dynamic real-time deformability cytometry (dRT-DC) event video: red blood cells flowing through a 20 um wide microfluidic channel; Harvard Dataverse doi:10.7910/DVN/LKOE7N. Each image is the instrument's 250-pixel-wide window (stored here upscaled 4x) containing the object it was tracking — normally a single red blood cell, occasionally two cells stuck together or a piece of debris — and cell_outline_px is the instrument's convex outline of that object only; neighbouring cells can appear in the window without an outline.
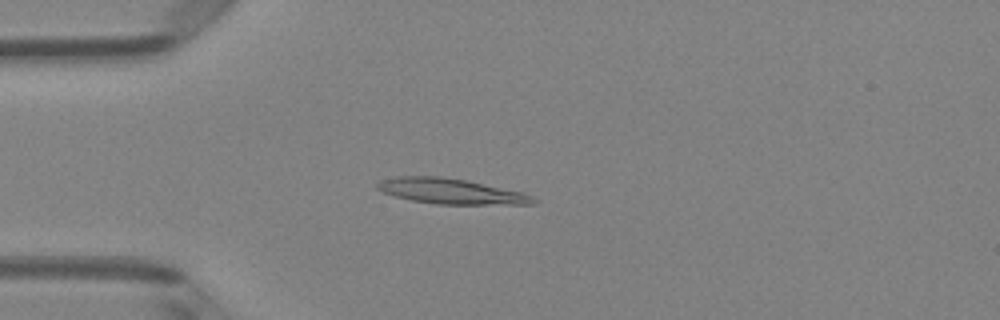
{"species": "Egyptian fruit bat (a non-hibernating species)", "species_latin": "Rousettus aegyptiacus", "temperature_condition": "room temperature", "stored_images_in_passage": 40, "camera_frame_rate_fps": 3000, "um_per_image_px": 0.085, "animal": {"sex": "female"}, "frame": {"image": 1, "passage_image": 3, "time_ms": 0.667, "image_size_px": [1000, 320], "cell_outline_px": [[536, 204], [436, 204], [412, 200], [396, 196], [384, 192], [376, 188], [376, 184], [380, 180], [396, 176], [440, 176], [468, 180], [524, 192], [532, 196], [536, 200]], "centroid_in_image_um": [38.35, 16.24], "position_along_channel_um": 46.7, "area_um2": 23.12}}
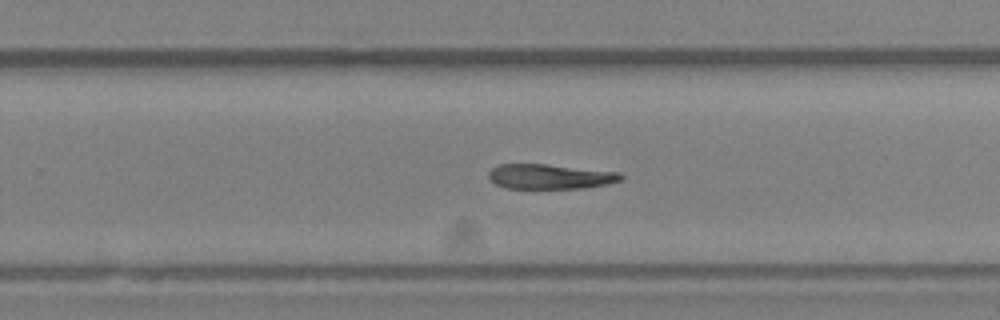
{"frame": {"image": 2, "passage_image": 22, "time_ms": 7.0, "image_size_px": [1000, 320], "cell_outline_px": [[624, 176], [620, 180], [604, 184], [584, 188], [504, 188], [496, 184], [488, 176], [488, 172], [492, 168], [500, 164], [548, 164], [620, 172]], "centroid_in_image_um": [46.74, 15.0], "position_along_channel_um": 283.1, "area_um2": 19.07}}
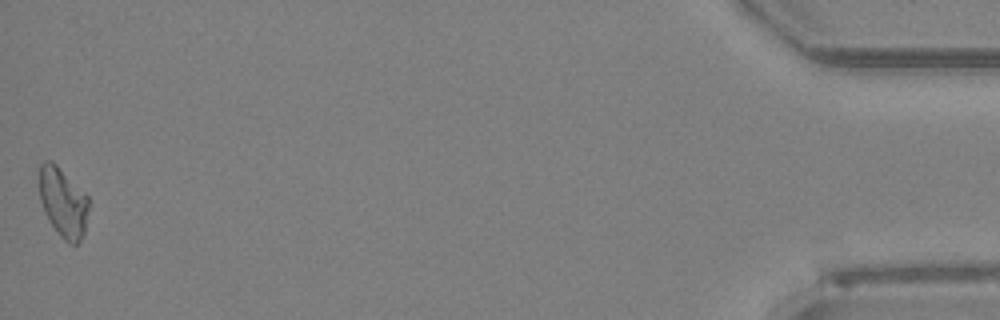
{"frame": {"image": 3, "passage_image": 40, "time_ms": 13.0, "image_size_px": [1000, 320], "cell_outline_px": [[88, 208], [84, 236], [76, 244], [68, 244], [60, 236], [48, 220], [44, 212], [40, 200], [40, 164], [44, 160], [52, 160], [88, 196]], "centroid_in_image_um": [5.36, 17.22], "position_along_channel_um": 429.8, "area_um2": 20.0}}